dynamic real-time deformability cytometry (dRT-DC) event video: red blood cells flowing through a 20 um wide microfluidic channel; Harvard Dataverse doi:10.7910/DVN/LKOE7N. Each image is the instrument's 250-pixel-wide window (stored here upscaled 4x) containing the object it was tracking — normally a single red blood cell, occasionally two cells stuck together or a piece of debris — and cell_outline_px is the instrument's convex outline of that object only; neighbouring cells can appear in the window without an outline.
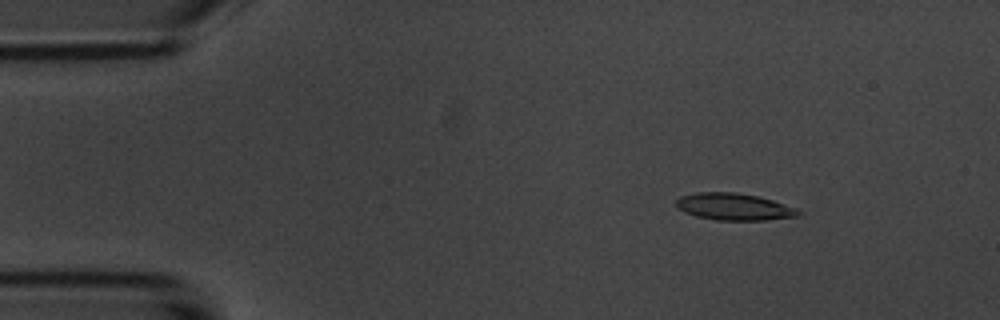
{"species": "common noctule bat (a hibernating species)", "species_latin": "Nyctalus noctula", "temperature_condition": "room temperature", "stored_images_in_passage": 54, "camera_frame_rate_fps": 3000, "um_per_image_px": 0.085, "animal": {"sex": "male", "body_mass_g": 20.1, "forearm_length_mm": 53.5}, "frame": {"image": 1, "passage_image": 7, "time_ms": 2.0, "image_size_px": [1000, 320], "cell_outline_px": [[804, 212], [796, 216], [764, 220], [716, 220], [696, 216], [684, 212], [676, 204], [676, 200], [680, 196], [696, 192], [736, 192], [756, 196], [772, 200], [796, 208]], "centroid_in_image_um": [62.38, 17.57], "position_along_channel_um": 22.6, "area_um2": 19.07}}
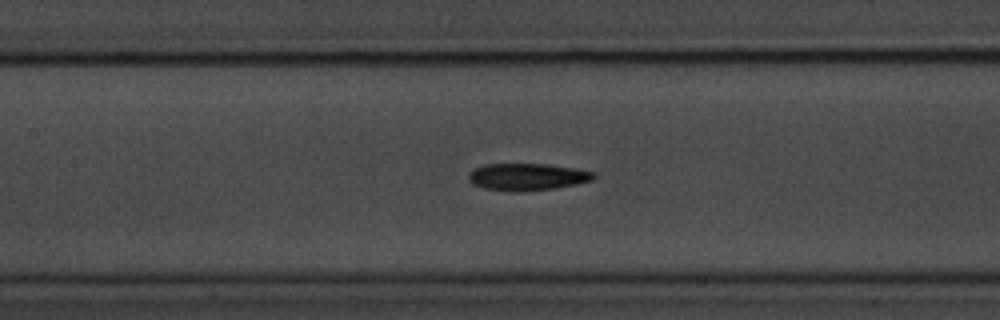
{"frame": {"image": 2, "passage_image": 24, "time_ms": 7.667, "image_size_px": [1000, 320], "cell_outline_px": [[596, 176], [592, 180], [576, 184], [556, 188], [520, 192], [508, 192], [484, 188], [472, 184], [468, 180], [468, 172], [472, 168], [484, 164], [548, 164], [576, 168], [596, 172]], "centroid_in_image_um": [44.78, 15.03], "position_along_channel_um": 162.6, "area_um2": 20.17}}
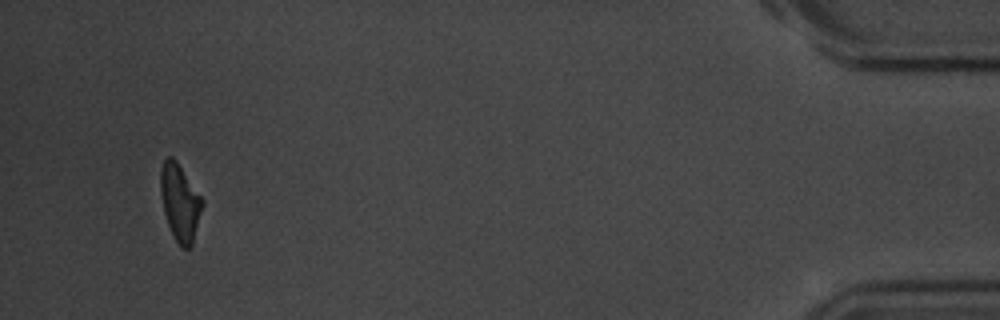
{"frame": {"image": 3, "passage_image": 51, "time_ms": 16.667, "image_size_px": [1000, 320], "cell_outline_px": [[204, 204], [192, 244], [188, 248], [180, 248], [168, 224], [164, 212], [160, 192], [160, 172], [164, 160], [168, 156], [172, 156], [176, 160], [204, 200]], "centroid_in_image_um": [15.3, 17.19], "position_along_channel_um": 419.9, "area_um2": 18.61}, "authors_computed_cell_mechanics": {"area_um2": 19.3052, "velocity_mm_per_s": 3.7222, "shape_relaxation_time_tau1_ms": 3.9298, "shape_relaxation_time_tau2_ms": 3.7993, "deformation_change_tau1": 0.1633, "deformation_change_tau2": 0.1154}}